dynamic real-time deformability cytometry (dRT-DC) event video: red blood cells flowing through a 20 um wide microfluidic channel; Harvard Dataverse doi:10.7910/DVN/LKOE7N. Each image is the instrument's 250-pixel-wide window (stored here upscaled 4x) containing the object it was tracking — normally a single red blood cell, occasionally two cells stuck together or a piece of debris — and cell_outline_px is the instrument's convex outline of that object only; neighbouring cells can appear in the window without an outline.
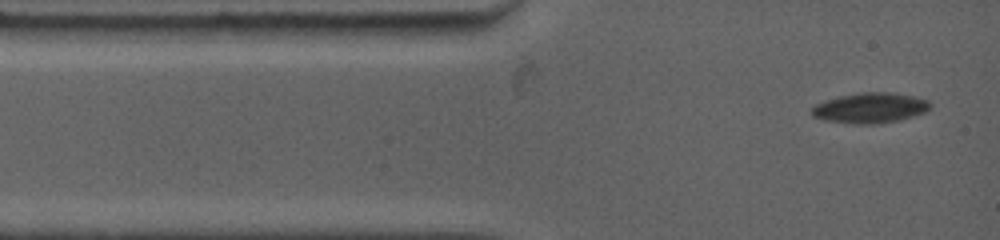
{"species": "common noctule bat (a hibernating species)", "species_latin": "Nyctalus noctula", "temperature_condition": "warm", "stored_images_in_passage": 39, "camera_frame_rate_fps": 4500, "um_per_image_px": 0.085, "animal": {"sex": "female", "body_mass_g": 19.0, "forearm_length_mm": 53.3}, "frame": {"image": 1, "passage_image": 1, "time_ms": 0.0, "image_size_px": [1000, 240], "cell_outline_px": [[932, 104], [924, 112], [900, 120], [872, 124], [856, 124], [824, 120], [812, 116], [812, 108], [816, 104], [840, 96], [868, 92], [888, 92], [912, 96], [928, 100]], "centroid_in_image_um": [73.96, 9.18], "position_along_channel_um": 11.0, "area_um2": 20.52}}
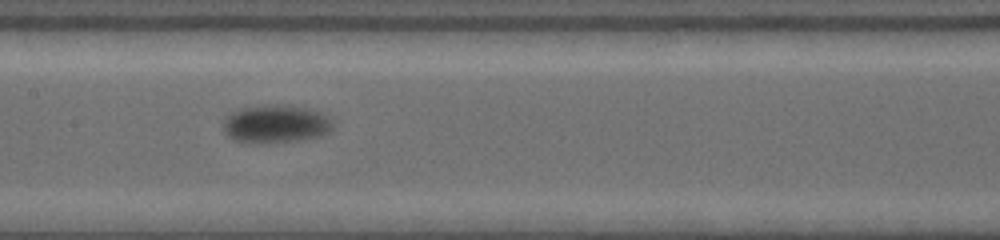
{"frame": {"image": 2, "passage_image": 11, "time_ms": 5.778, "image_size_px": [1000, 240], "cell_outline_px": [[336, 120], [332, 128], [328, 132], [320, 136], [304, 140], [268, 144], [264, 144], [236, 140], [224, 128], [224, 124], [236, 112], [244, 108], [296, 108], [316, 112]], "centroid_in_image_um": [23.57, 10.64], "position_along_channel_um": 183.8, "area_um2": 22.66}}
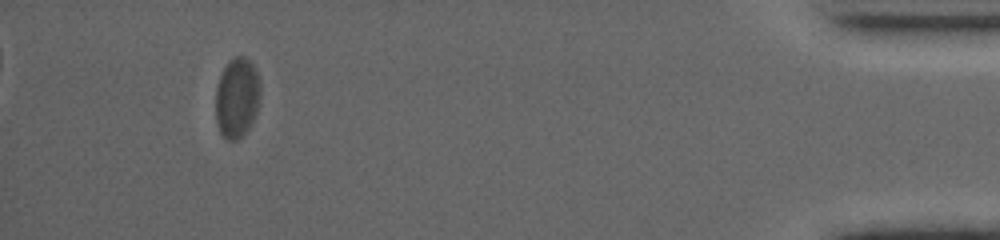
{"frame": {"image": 3, "passage_image": 29, "time_ms": 14.889, "image_size_px": [1000, 240], "cell_outline_px": [[260, 96], [256, 112], [248, 128], [236, 140], [228, 140], [220, 132], [216, 120], [216, 88], [220, 76], [224, 68], [236, 56], [244, 56], [252, 64], [256, 72], [260, 84]], "centroid_in_image_um": [20.14, 8.31], "position_along_channel_um": 415.1, "area_um2": 20.4}, "authors_computed_cell_mechanics": {"area_um2": 20.8658, "velocity_mm_per_s": 3.5774, "shape_relaxation_time_tau1_ms": 1.0952, "shape_relaxation_time_tau2_ms": null, "deformation_change_tau1": 0.0724, "deformation_change_tau2": null}}